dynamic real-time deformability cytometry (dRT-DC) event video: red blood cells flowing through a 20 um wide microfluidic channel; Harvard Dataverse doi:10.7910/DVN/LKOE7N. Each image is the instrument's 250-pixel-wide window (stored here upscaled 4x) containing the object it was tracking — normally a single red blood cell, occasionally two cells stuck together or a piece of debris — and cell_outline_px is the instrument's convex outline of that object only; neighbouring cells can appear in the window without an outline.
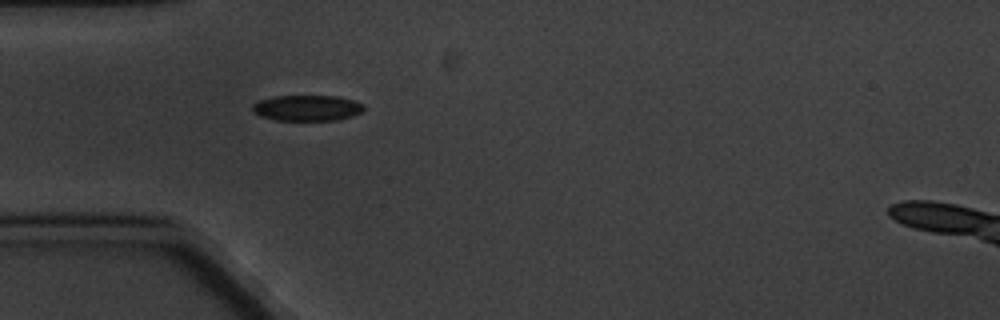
{"species": "common noctule bat (a hibernating species)", "species_latin": "Nyctalus noctula", "temperature_condition": "cold", "stored_images_in_passage": 5, "camera_frame_rate_fps": 3000, "um_per_image_px": 0.085, "animal": {"sex": "male", "body_mass_g": 20.1, "forearm_length_mm": 53.5}, "frame": {"image": 1, "passage_image": 5, "time_ms": 4.667, "image_size_px": [1000, 320], "cell_outline_px": [[364, 108], [360, 112], [352, 116], [340, 120], [276, 120], [260, 116], [252, 112], [252, 104], [260, 100], [276, 96], [336, 96], [352, 100], [364, 104]], "centroid_in_image_um": [26.09, 9.18], "position_along_channel_um": 58.9, "area_um2": 16.7}}